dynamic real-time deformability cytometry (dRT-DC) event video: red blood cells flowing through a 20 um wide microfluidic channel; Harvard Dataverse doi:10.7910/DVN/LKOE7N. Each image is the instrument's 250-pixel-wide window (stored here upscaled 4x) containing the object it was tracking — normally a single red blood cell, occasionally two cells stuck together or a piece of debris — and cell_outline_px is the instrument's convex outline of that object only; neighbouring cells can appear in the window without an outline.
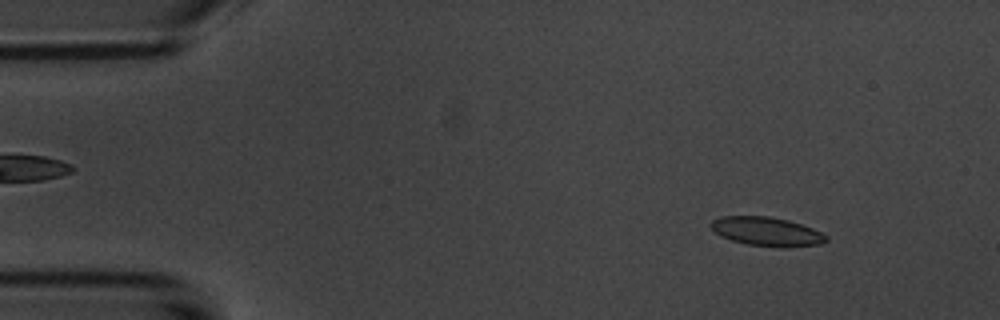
{"species": "common noctule bat (a hibernating species)", "species_latin": "Nyctalus noctula", "temperature_condition": "room temperature", "stored_images_in_passage": 54, "camera_frame_rate_fps": 3000, "um_per_image_px": 0.085, "animal": {"sex": "male", "body_mass_g": 20.1, "forearm_length_mm": 53.5}, "frame": {"image": 1, "passage_image": 6, "time_ms": 1.667, "image_size_px": [1000, 320], "cell_outline_px": [[828, 240], [820, 244], [748, 244], [732, 240], [720, 236], [708, 224], [712, 220], [720, 216], [768, 216], [788, 220], [812, 228], [828, 236]], "centroid_in_image_um": [65.08, 19.61], "position_along_channel_um": 19.9, "area_um2": 18.38}}
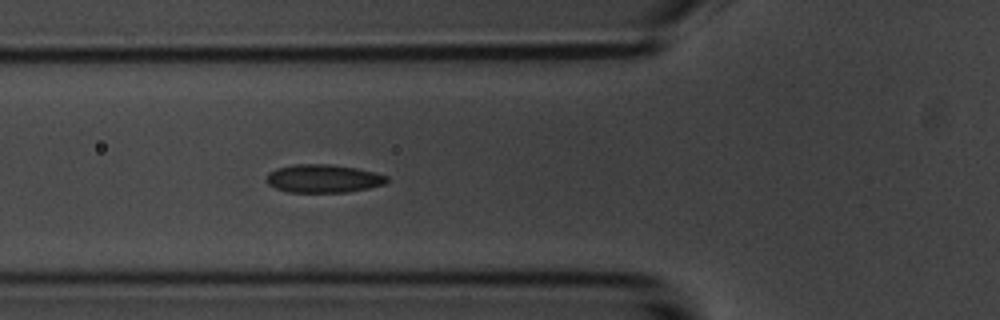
{"frame": {"image": 2, "passage_image": 19, "time_ms": 6.0, "image_size_px": [1000, 320], "cell_outline_px": [[388, 180], [384, 184], [368, 188], [348, 192], [288, 192], [276, 188], [268, 184], [268, 172], [276, 168], [292, 164], [332, 164], [356, 168], [388, 176]], "centroid_in_image_um": [27.47, 15.17], "position_along_channel_um": 98.3, "area_um2": 19.71}}
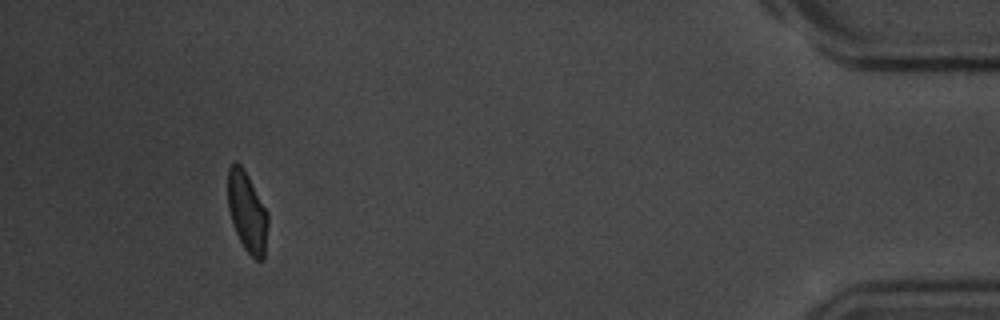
{"frame": {"image": 3, "passage_image": 50, "time_ms": 16.333, "image_size_px": [1000, 320], "cell_outline_px": [[268, 224], [264, 260], [256, 260], [244, 248], [236, 232], [228, 208], [228, 168], [236, 160], [244, 168], [268, 212]], "centroid_in_image_um": [21.02, 18.0], "position_along_channel_um": 414.2, "area_um2": 18.73}, "authors_computed_cell_mechanics": {"area_um2": 19.4208, "velocity_mm_per_s": 3.6873, "shape_relaxation_time_tau1_ms": 3.0496, "shape_relaxation_time_tau2_ms": 1.6239, "deformation_change_tau1": 0.0952, "deformation_change_tau2": 0.0723}}